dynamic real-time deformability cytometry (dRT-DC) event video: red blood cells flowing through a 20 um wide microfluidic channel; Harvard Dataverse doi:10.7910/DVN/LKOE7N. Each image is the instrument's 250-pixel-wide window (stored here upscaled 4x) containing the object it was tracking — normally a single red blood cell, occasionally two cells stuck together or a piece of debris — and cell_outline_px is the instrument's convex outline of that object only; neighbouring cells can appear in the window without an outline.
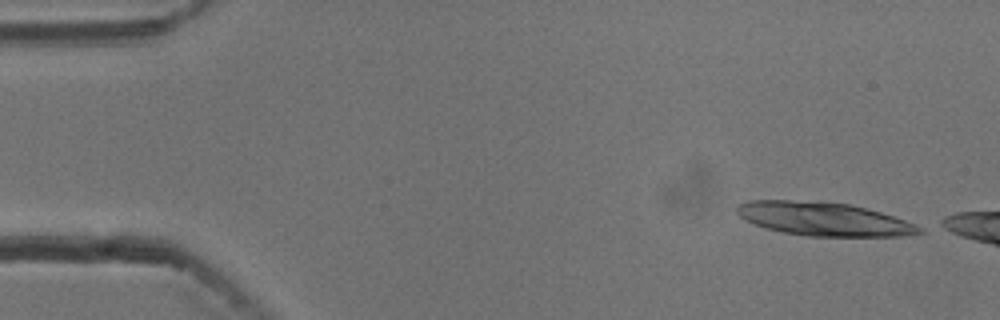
{"species": "common noctule bat (a hibernating species)", "species_latin": "Nyctalus noctula", "temperature_condition": "cold", "stored_images_in_passage": 8, "camera_frame_rate_fps": 3000, "um_per_image_px": 0.085, "animal": {"sex": "male", "body_mass_g": 13.3}, "frame": {"image": 1, "passage_image": 1, "time_ms": 0.0, "image_size_px": [1000, 320], "cell_outline_px": [[924, 232], [900, 236], [808, 236], [784, 232], [768, 228], [756, 224], [740, 216], [736, 212], [736, 208], [740, 204], [752, 200], [788, 200], [848, 204], [880, 212], [916, 224], [924, 228]], "centroid_in_image_um": [70.05, 18.62], "position_along_channel_um": 15.0, "area_um2": 34.91}}